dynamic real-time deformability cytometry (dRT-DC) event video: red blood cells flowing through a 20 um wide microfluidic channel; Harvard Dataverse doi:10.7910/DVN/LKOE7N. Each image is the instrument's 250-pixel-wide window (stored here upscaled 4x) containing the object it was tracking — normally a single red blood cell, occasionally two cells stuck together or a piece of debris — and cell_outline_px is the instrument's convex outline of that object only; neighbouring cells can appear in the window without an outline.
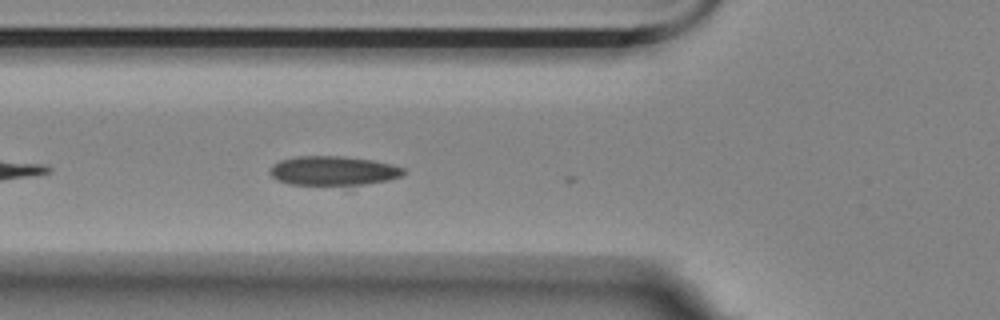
{"species": "Egyptian fruit bat (a non-hibernating species)", "species_latin": "Rousettus aegyptiacus", "temperature_condition": "room temperature", "stored_images_in_passage": 15, "camera_frame_rate_fps": 3000, "um_per_image_px": 0.085, "animal": {"sex": "female"}, "frame": {"image": 1, "passage_image": 3, "time_ms": 0.667, "image_size_px": [1000, 320], "cell_outline_px": [[408, 172], [400, 176], [388, 180], [360, 184], [288, 184], [276, 180], [268, 172], [272, 164], [280, 160], [296, 156], [344, 156], [372, 160], [392, 164], [404, 168]], "centroid_in_image_um": [28.3, 14.49], "position_along_channel_um": 97.5, "area_um2": 22.72}}
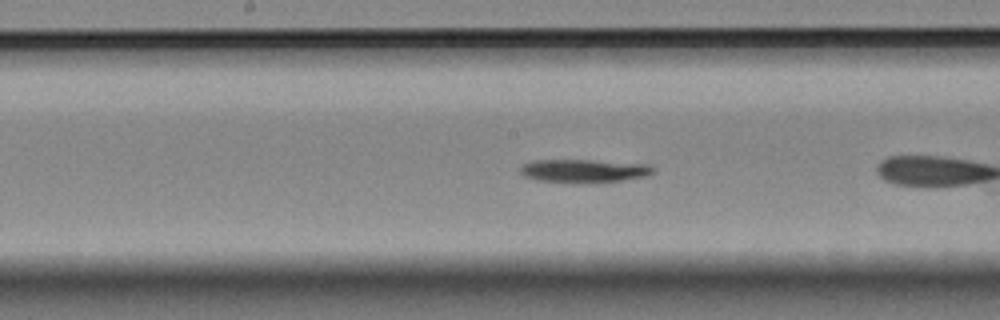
{"frame": {"image": 2, "passage_image": 9, "time_ms": 2.667, "image_size_px": [1000, 320], "cell_outline_px": [[656, 172], [648, 176], [620, 180], [576, 184], [536, 180], [524, 176], [520, 172], [520, 164], [532, 160], [592, 160], [648, 164]], "centroid_in_image_um": [49.58, 14.53], "position_along_channel_um": 198.6, "area_um2": 18.32}}